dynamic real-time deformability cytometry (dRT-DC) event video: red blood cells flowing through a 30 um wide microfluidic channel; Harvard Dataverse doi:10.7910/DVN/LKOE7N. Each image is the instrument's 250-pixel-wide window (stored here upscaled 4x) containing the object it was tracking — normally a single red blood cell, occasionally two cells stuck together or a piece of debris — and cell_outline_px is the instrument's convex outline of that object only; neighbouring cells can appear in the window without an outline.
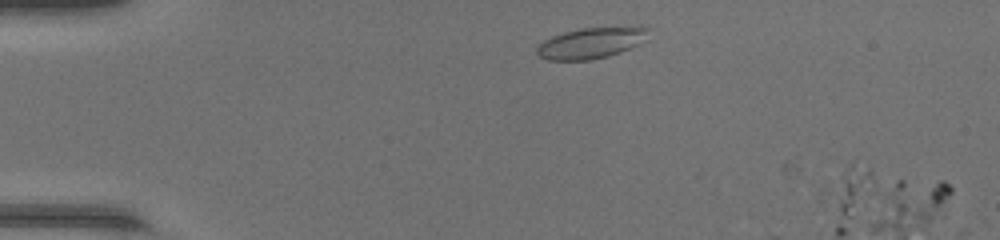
{"species": "common noctule bat (a hibernating species)", "species_latin": "Nyctalus noctula", "temperature_condition": "warm", "stored_images_in_passage": 5, "camera_frame_rate_fps": 3000, "um_per_image_px": 0.085, "animal": {"sex": "female", "body_mass_g": 17.0, "forearm_length_mm": 48.0}, "frame": {"image": 1, "passage_image": 4, "time_ms": 1.0, "image_size_px": [1000, 240], "cell_outline_px": [[648, 40], [640, 44], [620, 52], [608, 56], [592, 60], [548, 60], [540, 56], [536, 52], [536, 48], [544, 40], [552, 36], [564, 32], [580, 28], [640, 24], [648, 28]], "centroid_in_image_um": [50.35, 3.61], "position_along_channel_um": 34.7, "area_um2": 20.81}}